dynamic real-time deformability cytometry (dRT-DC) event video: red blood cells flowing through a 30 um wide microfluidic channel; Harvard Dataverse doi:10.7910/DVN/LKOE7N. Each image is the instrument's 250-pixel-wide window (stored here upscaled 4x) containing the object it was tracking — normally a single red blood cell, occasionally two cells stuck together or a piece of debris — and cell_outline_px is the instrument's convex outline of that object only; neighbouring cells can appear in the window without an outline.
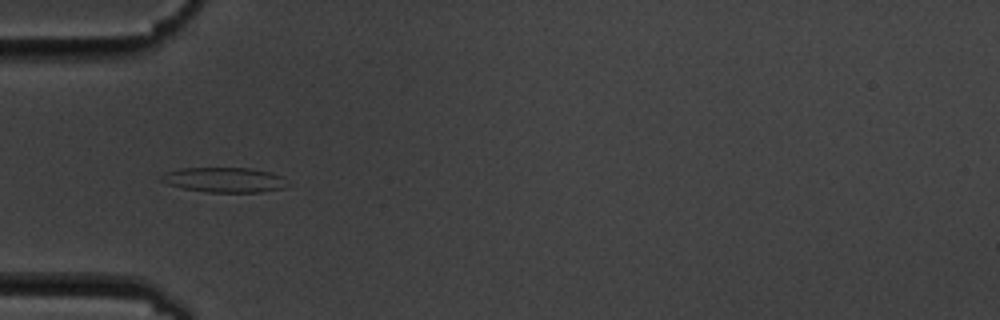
{"species": "common noctule bat (a hibernating species)", "species_latin": "Nyctalus noctula", "temperature_condition": "cold", "stored_images_in_passage": 7, "camera_frame_rate_fps": 3000, "um_per_image_px": 0.085, "animal": {"sex": "male", "body_mass_g": 19.5, "forearm_length_mm": 54.6}, "frame": {"image": 1, "passage_image": 1, "time_ms": 0.0, "image_size_px": [1000, 320], "cell_outline_px": [[292, 184], [284, 188], [260, 192], [208, 192], [184, 188], [168, 184], [160, 180], [160, 176], [164, 172], [180, 168], [248, 168], [272, 172], [284, 176]], "centroid_in_image_um": [19.14, 15.28], "position_along_channel_um": 65.9, "area_um2": 18.61}}
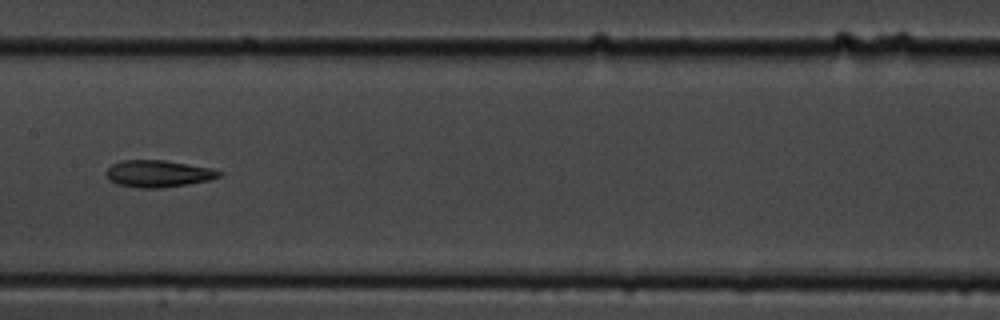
{"frame": {"image": 2, "passage_image": 4, "time_ms": 3.667, "image_size_px": [1000, 320], "cell_outline_px": [[220, 176], [208, 180], [188, 184], [160, 188], [140, 188], [116, 184], [108, 180], [104, 172], [112, 164], [120, 160], [164, 160], [208, 168], [220, 172]], "centroid_in_image_um": [13.34, 14.77], "position_along_channel_um": 194.1, "area_um2": 17.57}}
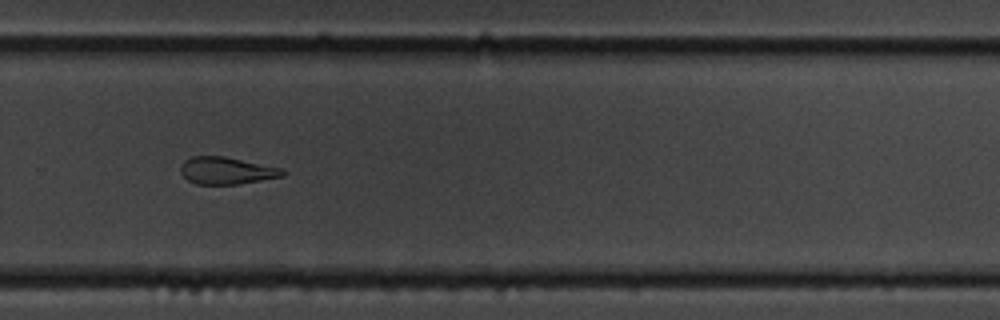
{"frame": {"image": 3, "passage_image": 7, "time_ms": 7.0, "image_size_px": [1000, 320], "cell_outline_px": [[288, 172], [284, 176], [236, 184], [196, 184], [188, 180], [180, 172], [180, 164], [184, 160], [192, 156], [224, 156], [284, 168]], "centroid_in_image_um": [19.27, 14.49], "position_along_channel_um": 310.5, "area_um2": 16.3}}